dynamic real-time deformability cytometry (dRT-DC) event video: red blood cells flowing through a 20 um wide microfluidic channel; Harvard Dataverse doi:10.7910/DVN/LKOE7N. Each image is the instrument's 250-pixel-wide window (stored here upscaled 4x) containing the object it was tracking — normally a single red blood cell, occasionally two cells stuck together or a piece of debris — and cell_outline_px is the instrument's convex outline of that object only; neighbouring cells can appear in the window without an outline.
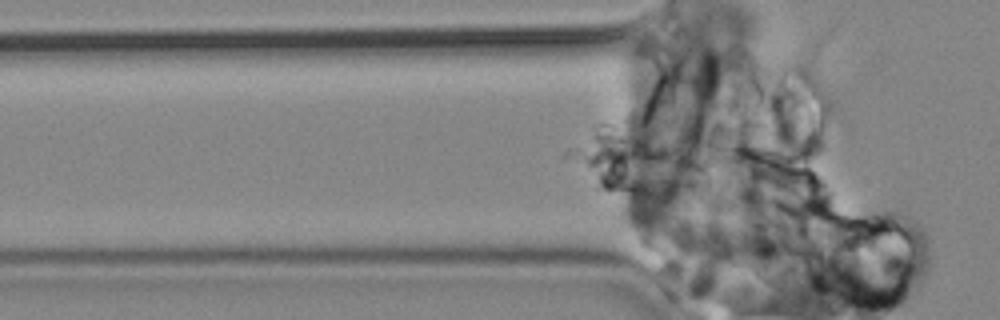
{"species": "common noctule bat (a hibernating species)", "species_latin": "Nyctalus noctula", "temperature_condition": "cold", "stored_images_in_passage": 95, "segment_of_instrument_passage": [1, 2], "camera_frame_rate_fps": 3000, "um_per_image_px": 0.085, "animal": {"sex": "male", "body_mass_g": 19.2, "forearm_length_mm": 51.8}, "frame": {"image": 1, "passage_image": 49, "time_ms": 16.0, "image_size_px": [1000, 320], "cell_outline_px": [[708, 168], [696, 184], [692, 188], [676, 196], [652, 196], [624, 192], [604, 188], [600, 184], [596, 176], [592, 160], [592, 156], [596, 152], [628, 144], [640, 144], [660, 148], [696, 160], [704, 164]], "centroid_in_image_um": [54.95, 14.5], "position_along_channel_um": 70.8, "area_um2": 32.48}}